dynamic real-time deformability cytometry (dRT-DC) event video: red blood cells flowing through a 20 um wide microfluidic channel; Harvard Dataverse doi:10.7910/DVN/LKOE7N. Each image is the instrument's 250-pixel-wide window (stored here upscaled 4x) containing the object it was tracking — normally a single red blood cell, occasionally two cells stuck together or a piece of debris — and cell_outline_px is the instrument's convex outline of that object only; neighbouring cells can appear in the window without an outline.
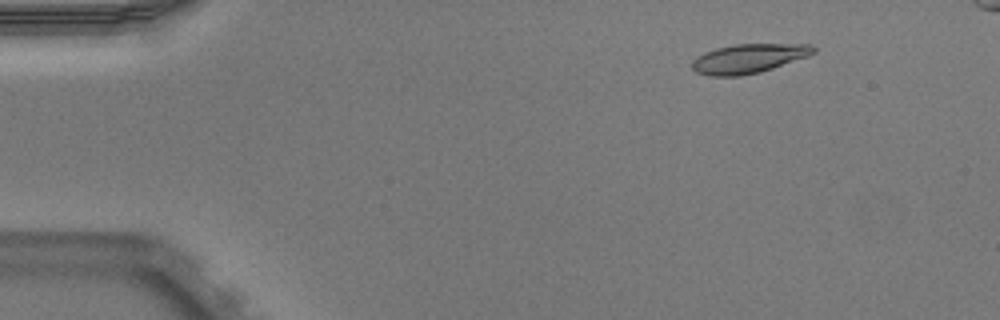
{"species": "Egyptian fruit bat (a non-hibernating species)", "species_latin": "Rousettus aegyptiacus", "temperature_condition": "warm", "stored_images_in_passage": 52, "camera_frame_rate_fps": 3000, "um_per_image_px": 0.085, "animal": {"sex": "male"}, "frame": {"image": 1, "passage_image": 7, "time_ms": 2.0, "image_size_px": [1000, 320], "cell_outline_px": [[816, 52], [808, 56], [760, 72], [740, 76], [708, 76], [696, 72], [692, 68], [692, 60], [696, 56], [704, 52], [716, 48], [736, 44], [812, 44], [816, 48]], "centroid_in_image_um": [63.61, 4.97], "position_along_channel_um": 21.4, "area_um2": 20.75}}
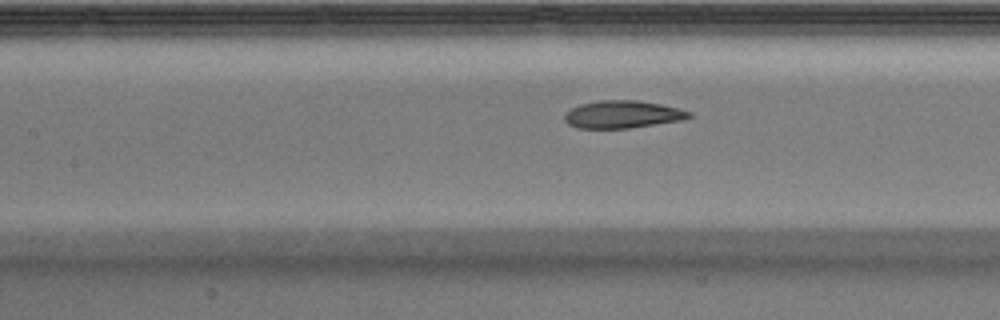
{"frame": {"image": 2, "passage_image": 24, "time_ms": 7.667, "image_size_px": [1000, 320], "cell_outline_px": [[692, 116], [684, 120], [628, 128], [576, 128], [568, 124], [564, 120], [564, 112], [580, 104], [600, 100], [636, 100], [660, 104], [692, 112]], "centroid_in_image_um": [52.89, 9.72], "position_along_channel_um": 154.5, "area_um2": 20.0}}
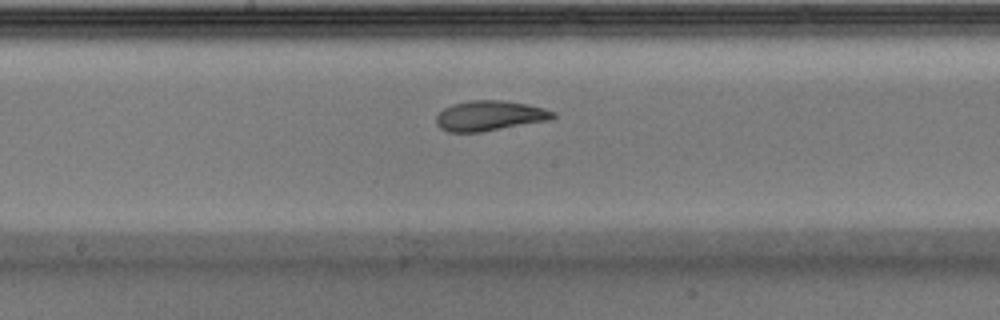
{"frame": {"image": 3, "passage_image": 28, "time_ms": 9.0, "image_size_px": [1000, 320], "cell_outline_px": [[556, 116], [552, 120], [480, 132], [448, 132], [440, 128], [436, 124], [436, 116], [444, 108], [452, 104], [472, 100], [504, 100], [528, 104], [544, 108], [556, 112]], "centroid_in_image_um": [41.65, 9.84], "position_along_channel_um": 206.6, "area_um2": 20.69}, "authors_computed_cell_mechanics": {"area_um2": 20.8369, "velocity_mm_per_s": 3.912, "shape_relaxation_time_tau1_ms": 4.9336, "shape_relaxation_time_tau2_ms": 1.1487, "deformation_change_tau1": 0.2055, "deformation_change_tau2": 0.0761}}